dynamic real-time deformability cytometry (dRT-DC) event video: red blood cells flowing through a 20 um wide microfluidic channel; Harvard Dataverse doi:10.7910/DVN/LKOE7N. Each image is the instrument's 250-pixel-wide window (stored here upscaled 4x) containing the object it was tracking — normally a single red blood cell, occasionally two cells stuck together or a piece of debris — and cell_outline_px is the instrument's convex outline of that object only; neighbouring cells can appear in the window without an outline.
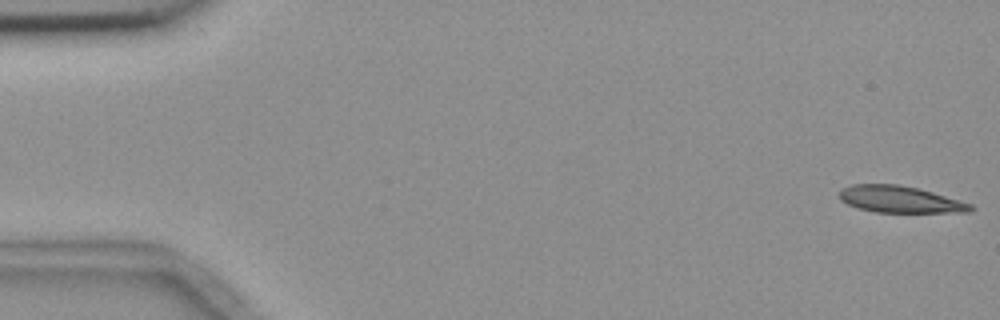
{"species": "common noctule bat (a hibernating species)", "species_latin": "Nyctalus noctula", "temperature_condition": "room temperature", "stored_images_in_passage": 5, "camera_frame_rate_fps": 3000, "um_per_image_px": 0.085, "animal": {"sex": "female", "body_mass_g": 18.4}, "frame": {"image": 1, "passage_image": 1, "time_ms": 0.0, "image_size_px": [1000, 320], "cell_outline_px": [[976, 208], [968, 212], [876, 212], [860, 208], [848, 204], [840, 200], [840, 188], [852, 184], [896, 184], [916, 188], [932, 192], [972, 204]], "centroid_in_image_um": [76.49, 16.94], "position_along_channel_um": 8.5, "area_um2": 20.23}}
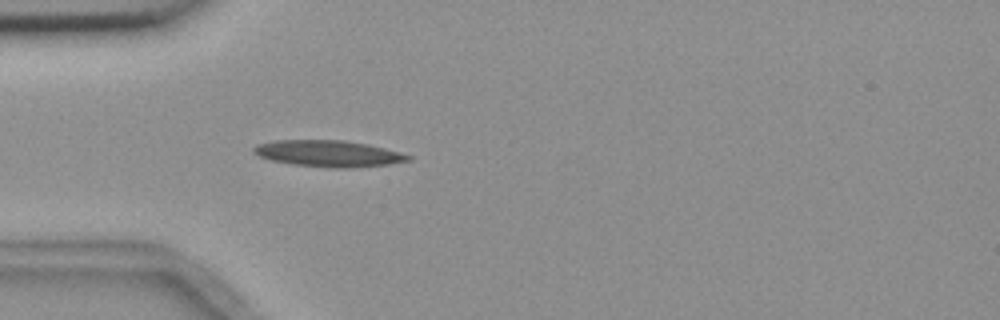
{"frame": {"image": 2, "passage_image": 5, "time_ms": 5.0, "image_size_px": [1000, 320], "cell_outline_px": [[412, 160], [388, 164], [348, 168], [332, 168], [292, 164], [272, 160], [260, 156], [252, 152], [252, 148], [256, 144], [272, 140], [344, 140], [368, 144], [400, 152], [412, 156]], "centroid_in_image_um": [27.9, 13.04], "position_along_channel_um": 57.1, "area_um2": 23.81}}